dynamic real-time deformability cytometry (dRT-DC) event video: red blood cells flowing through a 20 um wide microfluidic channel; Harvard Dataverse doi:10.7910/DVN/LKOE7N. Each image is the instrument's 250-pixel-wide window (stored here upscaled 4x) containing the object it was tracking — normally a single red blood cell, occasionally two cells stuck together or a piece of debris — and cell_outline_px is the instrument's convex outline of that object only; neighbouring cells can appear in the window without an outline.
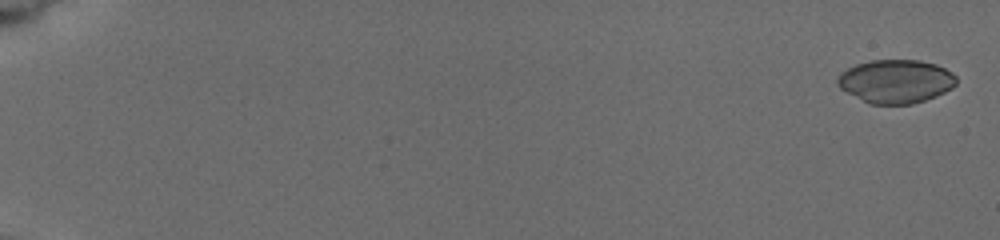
{"species": "common noctule bat (a hibernating species)", "species_latin": "Nyctalus noctula", "temperature_condition": "cold", "stored_images_in_passage": 31, "camera_frame_rate_fps": 3000, "um_per_image_px": 0.085, "animal": {"sex": "female", "body_mass_g": 19.5, "forearm_length_mm": 54.1}, "frame": {"image": 1, "passage_image": 2, "time_ms": 0.333, "image_size_px": [1000, 240], "cell_outline_px": [[956, 84], [952, 88], [936, 96], [912, 104], [868, 104], [840, 88], [836, 84], [836, 80], [840, 72], [856, 64], [872, 60], [920, 60], [936, 64], [952, 72], [956, 76]], "centroid_in_image_um": [76.13, 6.91], "position_along_channel_um": 8.9, "area_um2": 30.23}}
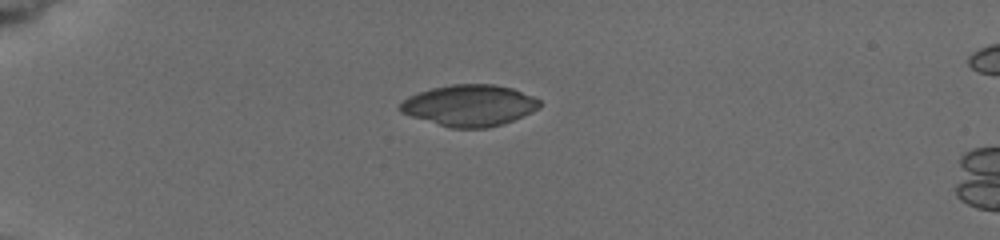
{"frame": {"image": 2, "passage_image": 18, "time_ms": 5.333, "image_size_px": [1000, 240], "cell_outline_px": [[540, 108], [532, 112], [512, 120], [488, 128], [452, 128], [412, 116], [400, 112], [400, 104], [408, 96], [432, 88], [452, 84], [492, 84], [512, 88], [532, 96], [540, 100]], "centroid_in_image_um": [39.92, 8.95], "position_along_channel_um": 45.1, "area_um2": 33.23}}